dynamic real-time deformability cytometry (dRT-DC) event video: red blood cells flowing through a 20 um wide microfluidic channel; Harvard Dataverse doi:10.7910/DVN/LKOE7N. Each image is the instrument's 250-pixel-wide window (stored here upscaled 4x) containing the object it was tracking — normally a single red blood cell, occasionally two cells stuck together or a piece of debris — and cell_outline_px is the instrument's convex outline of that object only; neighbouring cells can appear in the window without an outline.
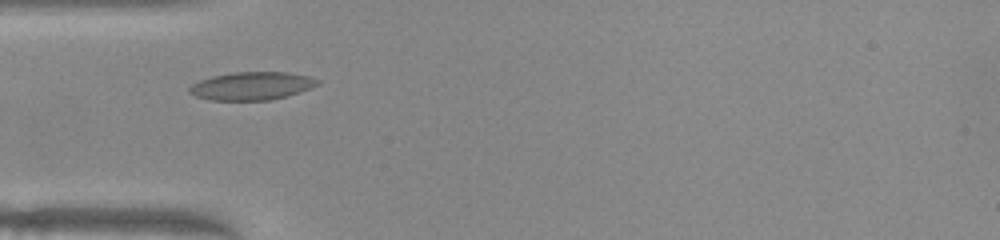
{"species": "common noctule bat (a hibernating species)", "species_latin": "Nyctalus noctula", "temperature_condition": "warm", "stored_images_in_passage": 36, "camera_frame_rate_fps": 3000, "um_per_image_px": 0.085, "animal": {"sex": "female", "body_mass_g": 22.0, "forearm_length_mm": 56.7}, "frame": {"image": 1, "passage_image": 1, "time_ms": 0.0, "image_size_px": [1000, 240], "cell_outline_px": [[320, 84], [312, 88], [300, 92], [272, 100], [212, 100], [196, 96], [188, 92], [188, 88], [192, 84], [200, 80], [212, 76], [236, 72], [288, 72], [308, 76], [320, 80]], "centroid_in_image_um": [21.43, 7.3], "position_along_channel_um": 63.6, "area_um2": 20.98}}
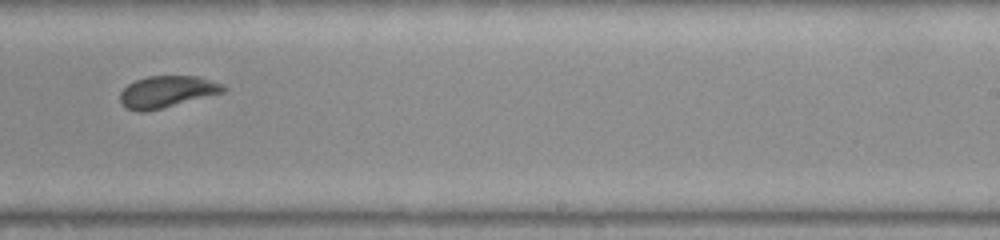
{"frame": {"image": 2, "passage_image": 17, "time_ms": 5.333, "image_size_px": [1000, 240], "cell_outline_px": [[228, 88], [224, 92], [144, 112], [140, 112], [128, 108], [120, 104], [120, 92], [128, 84], [136, 80], [148, 76], [196, 76], [220, 84]], "centroid_in_image_um": [14.14, 7.79], "position_along_channel_um": 274.9, "area_um2": 18.67}}
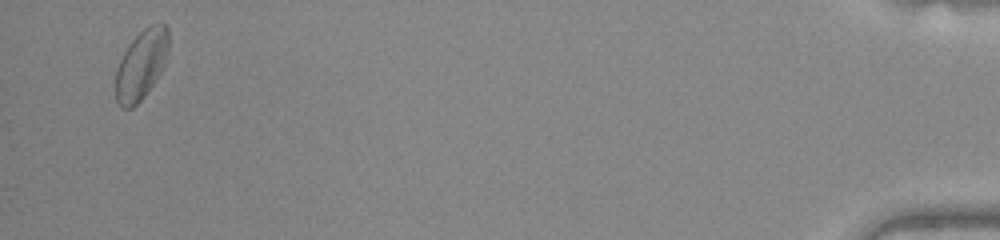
{"frame": {"image": 3, "passage_image": 35, "time_ms": 11.333, "image_size_px": [1000, 240], "cell_outline_px": [[168, 52], [160, 72], [144, 96], [132, 108], [120, 108], [116, 100], [116, 68], [128, 44], [148, 24], [164, 24], [168, 28]], "centroid_in_image_um": [11.99, 5.49], "position_along_channel_um": 423.2, "area_um2": 21.21}, "authors_computed_cell_mechanics": {"area_um2": 19.5075, "velocity_mm_per_s": 3.9738, "shape_relaxation_time_tau1_ms": 3.5783, "shape_relaxation_time_tau2_ms": 0.8657, "deformation_change_tau1": 0.1084, "deformation_change_tau2": 0.0483}}